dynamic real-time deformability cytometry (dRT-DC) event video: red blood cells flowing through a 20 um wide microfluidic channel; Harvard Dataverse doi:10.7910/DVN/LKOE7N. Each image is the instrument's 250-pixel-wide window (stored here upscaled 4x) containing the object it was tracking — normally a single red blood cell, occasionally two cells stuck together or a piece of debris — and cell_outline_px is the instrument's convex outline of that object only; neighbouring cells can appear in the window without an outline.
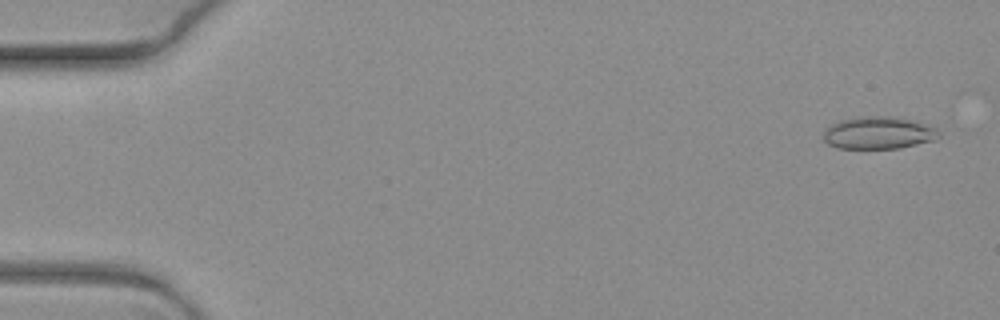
{"species": "common noctule bat (a hibernating species)", "species_latin": "Nyctalus noctula", "temperature_condition": "warm", "stored_images_in_passage": 11, "camera_frame_rate_fps": 3000, "um_per_image_px": 0.085, "animal": {"sex": "female", "body_mass_g": 19.3, "forearm_length_mm": 54.1}, "frame": {"image": 1, "passage_image": 1, "time_ms": 0.0, "image_size_px": [1000, 320], "cell_outline_px": [[940, 136], [936, 140], [900, 148], [840, 148], [828, 144], [824, 140], [824, 132], [832, 124], [840, 120], [856, 116], [892, 116], [916, 120], [936, 128], [940, 132]], "centroid_in_image_um": [74.72, 11.28], "position_along_channel_um": 10.3, "area_um2": 21.96}}
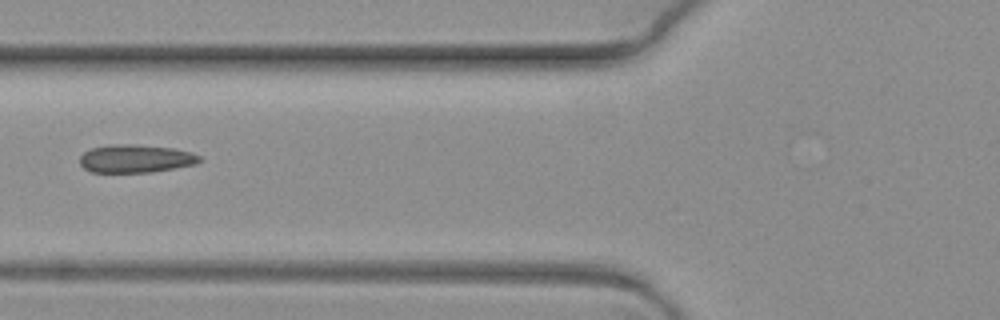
{"frame": {"image": 2, "passage_image": 7, "time_ms": 2.0, "image_size_px": [1000, 320], "cell_outline_px": [[200, 160], [196, 164], [152, 172], [92, 172], [84, 168], [80, 164], [80, 156], [84, 152], [92, 148], [112, 144], [136, 144], [172, 148], [192, 152], [200, 156]], "centroid_in_image_um": [11.52, 13.48], "position_along_channel_um": 114.3, "area_um2": 19.54}}
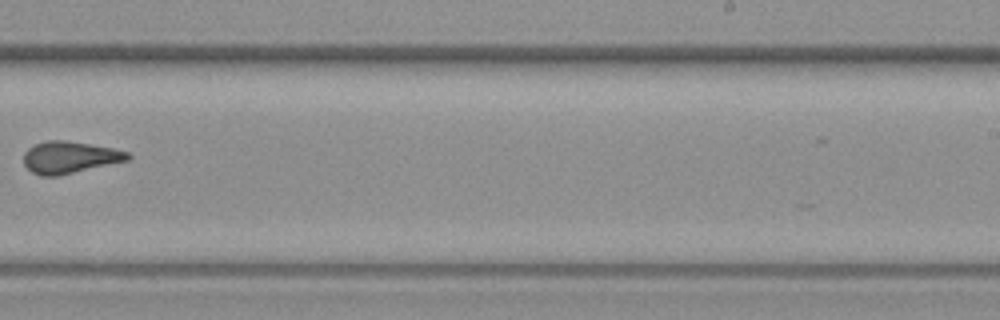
{"frame": {"image": 3, "passage_image": 11, "time_ms": 3.333, "image_size_px": [1000, 320], "cell_outline_px": [[132, 156], [128, 160], [56, 176], [40, 176], [32, 172], [24, 164], [24, 152], [28, 148], [44, 140], [68, 140], [112, 148], [128, 152]], "centroid_in_image_um": [5.9, 13.36], "position_along_channel_um": 283.1, "area_um2": 19.25}}